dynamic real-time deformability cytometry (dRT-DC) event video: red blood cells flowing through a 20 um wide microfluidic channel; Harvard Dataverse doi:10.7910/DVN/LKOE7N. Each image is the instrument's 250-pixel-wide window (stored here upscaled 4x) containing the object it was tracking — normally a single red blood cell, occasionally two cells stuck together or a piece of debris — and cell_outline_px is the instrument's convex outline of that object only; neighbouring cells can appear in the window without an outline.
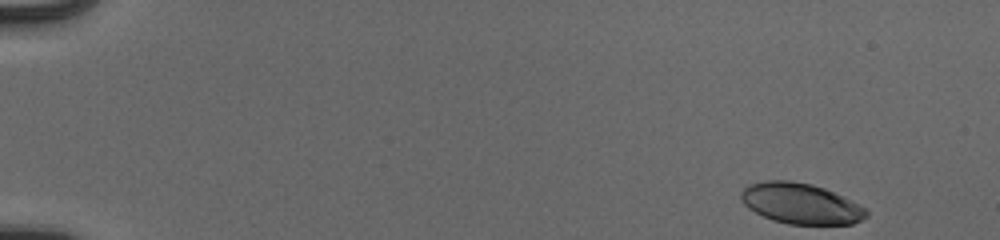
{"species": "human", "species_latin": "Homo sapiens", "temperature_condition": "cold", "stored_images_in_passage": 51, "camera_frame_rate_fps": 3000, "um_per_image_px": 0.085, "donor": {"sex": "male"}, "frame": {"image": 1, "passage_image": 1, "time_ms": 0.0, "image_size_px": [1000, 240], "cell_outline_px": [[868, 216], [852, 224], [788, 224], [772, 220], [748, 208], [740, 200], [740, 192], [748, 184], [768, 180], [792, 180], [812, 184], [824, 188], [868, 208]], "centroid_in_image_um": [68.05, 17.29], "position_along_channel_um": 16.9, "area_um2": 29.82}}
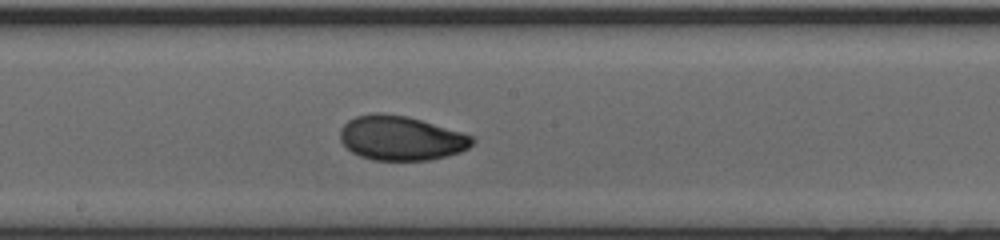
{"frame": {"image": 2, "passage_image": 28, "time_ms": 9.0, "image_size_px": [1000, 240], "cell_outline_px": [[476, 140], [468, 148], [460, 152], [448, 156], [428, 160], [372, 160], [360, 156], [352, 152], [340, 140], [340, 128], [348, 120], [356, 116], [372, 112], [380, 112], [408, 116], [460, 132], [472, 136]], "centroid_in_image_um": [34.06, 11.73], "position_along_channel_um": 214.1, "area_um2": 34.28}}
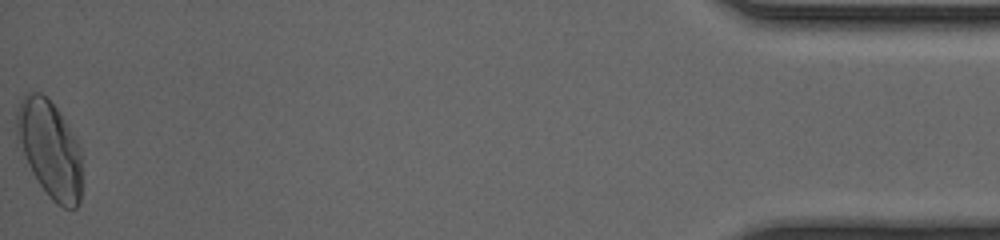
{"frame": {"image": 3, "passage_image": 51, "time_ms": 16.667, "image_size_px": [1000, 240], "cell_outline_px": [[80, 204], [76, 208], [64, 208], [56, 204], [52, 200], [40, 184], [32, 172], [16, 140], [16, 112], [20, 100], [28, 92], [40, 92], [56, 108], [76, 140], [80, 152]], "centroid_in_image_um": [4.19, 12.68], "position_along_channel_um": 431.0, "area_um2": 36.41}, "authors_computed_cell_mechanics": {"area_um2": 32.946, "velocity_mm_per_s": 3.9244, "shape_relaxation_time_tau1_ms": 3.583, "shape_relaxation_time_tau2_ms": 1.3917, "deformation_change_tau1": 0.162, "deformation_change_tau2": 0.0448}}